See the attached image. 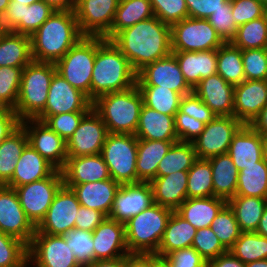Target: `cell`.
Instances as JSON below:
<instances>
[{"label":"cell","mask_w":267,"mask_h":267,"mask_svg":"<svg viewBox=\"0 0 267 267\" xmlns=\"http://www.w3.org/2000/svg\"><path fill=\"white\" fill-rule=\"evenodd\" d=\"M110 41L129 60L136 72L172 53L171 26L155 16L123 29Z\"/></svg>","instance_id":"1"},{"label":"cell","mask_w":267,"mask_h":267,"mask_svg":"<svg viewBox=\"0 0 267 267\" xmlns=\"http://www.w3.org/2000/svg\"><path fill=\"white\" fill-rule=\"evenodd\" d=\"M83 37L74 11L55 10L30 37L32 59L56 63Z\"/></svg>","instance_id":"2"},{"label":"cell","mask_w":267,"mask_h":267,"mask_svg":"<svg viewBox=\"0 0 267 267\" xmlns=\"http://www.w3.org/2000/svg\"><path fill=\"white\" fill-rule=\"evenodd\" d=\"M137 72L129 60L110 41L105 40L96 51L91 80V101L99 96L128 90L136 85Z\"/></svg>","instance_id":"3"},{"label":"cell","mask_w":267,"mask_h":267,"mask_svg":"<svg viewBox=\"0 0 267 267\" xmlns=\"http://www.w3.org/2000/svg\"><path fill=\"white\" fill-rule=\"evenodd\" d=\"M92 105L108 133L135 135L143 105V96L137 85L125 91L101 95Z\"/></svg>","instance_id":"4"},{"label":"cell","mask_w":267,"mask_h":267,"mask_svg":"<svg viewBox=\"0 0 267 267\" xmlns=\"http://www.w3.org/2000/svg\"><path fill=\"white\" fill-rule=\"evenodd\" d=\"M173 210L152 203L125 222L129 253L155 254Z\"/></svg>","instance_id":"5"},{"label":"cell","mask_w":267,"mask_h":267,"mask_svg":"<svg viewBox=\"0 0 267 267\" xmlns=\"http://www.w3.org/2000/svg\"><path fill=\"white\" fill-rule=\"evenodd\" d=\"M55 63L32 60L23 68L20 90L14 112L20 121L35 119L45 108Z\"/></svg>","instance_id":"6"},{"label":"cell","mask_w":267,"mask_h":267,"mask_svg":"<svg viewBox=\"0 0 267 267\" xmlns=\"http://www.w3.org/2000/svg\"><path fill=\"white\" fill-rule=\"evenodd\" d=\"M105 40L101 36H84L55 63L57 73L90 100L96 51Z\"/></svg>","instance_id":"7"},{"label":"cell","mask_w":267,"mask_h":267,"mask_svg":"<svg viewBox=\"0 0 267 267\" xmlns=\"http://www.w3.org/2000/svg\"><path fill=\"white\" fill-rule=\"evenodd\" d=\"M138 138L133 134L108 133L101 156L111 178L120 185L137 183Z\"/></svg>","instance_id":"8"},{"label":"cell","mask_w":267,"mask_h":267,"mask_svg":"<svg viewBox=\"0 0 267 267\" xmlns=\"http://www.w3.org/2000/svg\"><path fill=\"white\" fill-rule=\"evenodd\" d=\"M224 43L207 19L187 17L171 26L172 52L217 50Z\"/></svg>","instance_id":"9"},{"label":"cell","mask_w":267,"mask_h":267,"mask_svg":"<svg viewBox=\"0 0 267 267\" xmlns=\"http://www.w3.org/2000/svg\"><path fill=\"white\" fill-rule=\"evenodd\" d=\"M63 184L62 172L56 169L45 179L14 188L21 207L35 227L44 219L57 191Z\"/></svg>","instance_id":"10"},{"label":"cell","mask_w":267,"mask_h":267,"mask_svg":"<svg viewBox=\"0 0 267 267\" xmlns=\"http://www.w3.org/2000/svg\"><path fill=\"white\" fill-rule=\"evenodd\" d=\"M244 124L234 116H216L205 124L200 135L192 141L198 158L227 154L230 143Z\"/></svg>","instance_id":"11"},{"label":"cell","mask_w":267,"mask_h":267,"mask_svg":"<svg viewBox=\"0 0 267 267\" xmlns=\"http://www.w3.org/2000/svg\"><path fill=\"white\" fill-rule=\"evenodd\" d=\"M28 260L33 267H81L64 236L40 232L28 246Z\"/></svg>","instance_id":"12"},{"label":"cell","mask_w":267,"mask_h":267,"mask_svg":"<svg viewBox=\"0 0 267 267\" xmlns=\"http://www.w3.org/2000/svg\"><path fill=\"white\" fill-rule=\"evenodd\" d=\"M80 203L75 192L64 184L57 191L44 219L36 232L50 235H65L74 229L75 216Z\"/></svg>","instance_id":"13"},{"label":"cell","mask_w":267,"mask_h":267,"mask_svg":"<svg viewBox=\"0 0 267 267\" xmlns=\"http://www.w3.org/2000/svg\"><path fill=\"white\" fill-rule=\"evenodd\" d=\"M93 102L79 89L73 87L59 73H55L50 83L47 103L44 110L35 118L44 121L48 116L90 111Z\"/></svg>","instance_id":"14"},{"label":"cell","mask_w":267,"mask_h":267,"mask_svg":"<svg viewBox=\"0 0 267 267\" xmlns=\"http://www.w3.org/2000/svg\"><path fill=\"white\" fill-rule=\"evenodd\" d=\"M108 130L101 116L92 108L81 120L73 135L66 141L67 156L101 154Z\"/></svg>","instance_id":"15"},{"label":"cell","mask_w":267,"mask_h":267,"mask_svg":"<svg viewBox=\"0 0 267 267\" xmlns=\"http://www.w3.org/2000/svg\"><path fill=\"white\" fill-rule=\"evenodd\" d=\"M0 231L30 245L36 227L26 216L14 188L0 185Z\"/></svg>","instance_id":"16"},{"label":"cell","mask_w":267,"mask_h":267,"mask_svg":"<svg viewBox=\"0 0 267 267\" xmlns=\"http://www.w3.org/2000/svg\"><path fill=\"white\" fill-rule=\"evenodd\" d=\"M137 86H160L168 88L182 96L193 89L186 82L176 57L171 53L167 57L145 65L137 72Z\"/></svg>","instance_id":"17"},{"label":"cell","mask_w":267,"mask_h":267,"mask_svg":"<svg viewBox=\"0 0 267 267\" xmlns=\"http://www.w3.org/2000/svg\"><path fill=\"white\" fill-rule=\"evenodd\" d=\"M20 125L25 129L28 144L56 169L61 170L68 157L66 141L38 119H26Z\"/></svg>","instance_id":"18"},{"label":"cell","mask_w":267,"mask_h":267,"mask_svg":"<svg viewBox=\"0 0 267 267\" xmlns=\"http://www.w3.org/2000/svg\"><path fill=\"white\" fill-rule=\"evenodd\" d=\"M120 0H76L75 15L84 36L104 37L110 30Z\"/></svg>","instance_id":"19"},{"label":"cell","mask_w":267,"mask_h":267,"mask_svg":"<svg viewBox=\"0 0 267 267\" xmlns=\"http://www.w3.org/2000/svg\"><path fill=\"white\" fill-rule=\"evenodd\" d=\"M94 261L124 258L129 254L125 224L106 217L92 232Z\"/></svg>","instance_id":"20"},{"label":"cell","mask_w":267,"mask_h":267,"mask_svg":"<svg viewBox=\"0 0 267 267\" xmlns=\"http://www.w3.org/2000/svg\"><path fill=\"white\" fill-rule=\"evenodd\" d=\"M152 203V188L149 182L121 185L116 193L109 218L125 223Z\"/></svg>","instance_id":"21"},{"label":"cell","mask_w":267,"mask_h":267,"mask_svg":"<svg viewBox=\"0 0 267 267\" xmlns=\"http://www.w3.org/2000/svg\"><path fill=\"white\" fill-rule=\"evenodd\" d=\"M267 105V80H244L234 86L233 116L250 124Z\"/></svg>","instance_id":"22"},{"label":"cell","mask_w":267,"mask_h":267,"mask_svg":"<svg viewBox=\"0 0 267 267\" xmlns=\"http://www.w3.org/2000/svg\"><path fill=\"white\" fill-rule=\"evenodd\" d=\"M193 92L216 116H233L234 86L218 73L202 79Z\"/></svg>","instance_id":"23"},{"label":"cell","mask_w":267,"mask_h":267,"mask_svg":"<svg viewBox=\"0 0 267 267\" xmlns=\"http://www.w3.org/2000/svg\"><path fill=\"white\" fill-rule=\"evenodd\" d=\"M61 172L64 185H78L111 178L101 154L67 157Z\"/></svg>","instance_id":"24"},{"label":"cell","mask_w":267,"mask_h":267,"mask_svg":"<svg viewBox=\"0 0 267 267\" xmlns=\"http://www.w3.org/2000/svg\"><path fill=\"white\" fill-rule=\"evenodd\" d=\"M228 155L239 171L248 166L257 165V162L263 160L262 135L250 125L244 124L234 135Z\"/></svg>","instance_id":"25"},{"label":"cell","mask_w":267,"mask_h":267,"mask_svg":"<svg viewBox=\"0 0 267 267\" xmlns=\"http://www.w3.org/2000/svg\"><path fill=\"white\" fill-rule=\"evenodd\" d=\"M65 186L71 188L75 192L80 205L89 209L98 210L106 217H109L116 193L121 185L110 178L101 181Z\"/></svg>","instance_id":"26"},{"label":"cell","mask_w":267,"mask_h":267,"mask_svg":"<svg viewBox=\"0 0 267 267\" xmlns=\"http://www.w3.org/2000/svg\"><path fill=\"white\" fill-rule=\"evenodd\" d=\"M188 171H177L166 176H157L149 183L153 203L176 211L187 199Z\"/></svg>","instance_id":"27"},{"label":"cell","mask_w":267,"mask_h":267,"mask_svg":"<svg viewBox=\"0 0 267 267\" xmlns=\"http://www.w3.org/2000/svg\"><path fill=\"white\" fill-rule=\"evenodd\" d=\"M56 168L29 144L17 161L12 178L5 184L15 188L49 177Z\"/></svg>","instance_id":"28"},{"label":"cell","mask_w":267,"mask_h":267,"mask_svg":"<svg viewBox=\"0 0 267 267\" xmlns=\"http://www.w3.org/2000/svg\"><path fill=\"white\" fill-rule=\"evenodd\" d=\"M188 85L193 89L202 79L217 73V50L172 52Z\"/></svg>","instance_id":"29"},{"label":"cell","mask_w":267,"mask_h":267,"mask_svg":"<svg viewBox=\"0 0 267 267\" xmlns=\"http://www.w3.org/2000/svg\"><path fill=\"white\" fill-rule=\"evenodd\" d=\"M135 136L146 140L179 141L174 116L160 113L144 104L140 110Z\"/></svg>","instance_id":"30"},{"label":"cell","mask_w":267,"mask_h":267,"mask_svg":"<svg viewBox=\"0 0 267 267\" xmlns=\"http://www.w3.org/2000/svg\"><path fill=\"white\" fill-rule=\"evenodd\" d=\"M176 142L138 139L137 183L150 182L157 177L158 164Z\"/></svg>","instance_id":"31"},{"label":"cell","mask_w":267,"mask_h":267,"mask_svg":"<svg viewBox=\"0 0 267 267\" xmlns=\"http://www.w3.org/2000/svg\"><path fill=\"white\" fill-rule=\"evenodd\" d=\"M226 204V200L215 196L187 198L176 212L199 230L210 227L213 219Z\"/></svg>","instance_id":"32"},{"label":"cell","mask_w":267,"mask_h":267,"mask_svg":"<svg viewBox=\"0 0 267 267\" xmlns=\"http://www.w3.org/2000/svg\"><path fill=\"white\" fill-rule=\"evenodd\" d=\"M196 232L197 229L195 227L176 211H173L168 220L158 251L155 254L159 257H165L175 250L192 247Z\"/></svg>","instance_id":"33"},{"label":"cell","mask_w":267,"mask_h":267,"mask_svg":"<svg viewBox=\"0 0 267 267\" xmlns=\"http://www.w3.org/2000/svg\"><path fill=\"white\" fill-rule=\"evenodd\" d=\"M208 160L212 168L214 196L230 200L236 195L239 170L228 153Z\"/></svg>","instance_id":"34"},{"label":"cell","mask_w":267,"mask_h":267,"mask_svg":"<svg viewBox=\"0 0 267 267\" xmlns=\"http://www.w3.org/2000/svg\"><path fill=\"white\" fill-rule=\"evenodd\" d=\"M32 60L31 38L4 30L0 35V67H25Z\"/></svg>","instance_id":"35"},{"label":"cell","mask_w":267,"mask_h":267,"mask_svg":"<svg viewBox=\"0 0 267 267\" xmlns=\"http://www.w3.org/2000/svg\"><path fill=\"white\" fill-rule=\"evenodd\" d=\"M154 17L151 2L149 0H120L111 30L104 36L111 40L118 32L131 27L140 21Z\"/></svg>","instance_id":"36"},{"label":"cell","mask_w":267,"mask_h":267,"mask_svg":"<svg viewBox=\"0 0 267 267\" xmlns=\"http://www.w3.org/2000/svg\"><path fill=\"white\" fill-rule=\"evenodd\" d=\"M232 209L241 232H256L264 209L267 207V199L235 195L227 201Z\"/></svg>","instance_id":"37"},{"label":"cell","mask_w":267,"mask_h":267,"mask_svg":"<svg viewBox=\"0 0 267 267\" xmlns=\"http://www.w3.org/2000/svg\"><path fill=\"white\" fill-rule=\"evenodd\" d=\"M28 145L25 129L20 125L0 144V185H5L15 171L17 161Z\"/></svg>","instance_id":"38"},{"label":"cell","mask_w":267,"mask_h":267,"mask_svg":"<svg viewBox=\"0 0 267 267\" xmlns=\"http://www.w3.org/2000/svg\"><path fill=\"white\" fill-rule=\"evenodd\" d=\"M217 73L233 86L245 80L242 50L231 42L217 49Z\"/></svg>","instance_id":"39"},{"label":"cell","mask_w":267,"mask_h":267,"mask_svg":"<svg viewBox=\"0 0 267 267\" xmlns=\"http://www.w3.org/2000/svg\"><path fill=\"white\" fill-rule=\"evenodd\" d=\"M198 159L192 142H176L158 164L157 176L188 171Z\"/></svg>","instance_id":"40"},{"label":"cell","mask_w":267,"mask_h":267,"mask_svg":"<svg viewBox=\"0 0 267 267\" xmlns=\"http://www.w3.org/2000/svg\"><path fill=\"white\" fill-rule=\"evenodd\" d=\"M236 195L267 199V163L264 160L239 171Z\"/></svg>","instance_id":"41"},{"label":"cell","mask_w":267,"mask_h":267,"mask_svg":"<svg viewBox=\"0 0 267 267\" xmlns=\"http://www.w3.org/2000/svg\"><path fill=\"white\" fill-rule=\"evenodd\" d=\"M143 96V104L160 113L172 115L179 111L182 95L160 86H138Z\"/></svg>","instance_id":"42"},{"label":"cell","mask_w":267,"mask_h":267,"mask_svg":"<svg viewBox=\"0 0 267 267\" xmlns=\"http://www.w3.org/2000/svg\"><path fill=\"white\" fill-rule=\"evenodd\" d=\"M214 196L212 168L208 159L198 158L188 170L187 198Z\"/></svg>","instance_id":"43"},{"label":"cell","mask_w":267,"mask_h":267,"mask_svg":"<svg viewBox=\"0 0 267 267\" xmlns=\"http://www.w3.org/2000/svg\"><path fill=\"white\" fill-rule=\"evenodd\" d=\"M229 251L244 264L267 259V237L257 232H242Z\"/></svg>","instance_id":"44"},{"label":"cell","mask_w":267,"mask_h":267,"mask_svg":"<svg viewBox=\"0 0 267 267\" xmlns=\"http://www.w3.org/2000/svg\"><path fill=\"white\" fill-rule=\"evenodd\" d=\"M231 43L241 50L267 48V23L265 17L254 19L239 26Z\"/></svg>","instance_id":"45"},{"label":"cell","mask_w":267,"mask_h":267,"mask_svg":"<svg viewBox=\"0 0 267 267\" xmlns=\"http://www.w3.org/2000/svg\"><path fill=\"white\" fill-rule=\"evenodd\" d=\"M24 67H0V109L14 110Z\"/></svg>","instance_id":"46"},{"label":"cell","mask_w":267,"mask_h":267,"mask_svg":"<svg viewBox=\"0 0 267 267\" xmlns=\"http://www.w3.org/2000/svg\"><path fill=\"white\" fill-rule=\"evenodd\" d=\"M210 228L216 234L221 244L229 250L242 233L234 212L226 204L213 219Z\"/></svg>","instance_id":"47"},{"label":"cell","mask_w":267,"mask_h":267,"mask_svg":"<svg viewBox=\"0 0 267 267\" xmlns=\"http://www.w3.org/2000/svg\"><path fill=\"white\" fill-rule=\"evenodd\" d=\"M54 12L55 9L43 0L24 5L22 22L12 32L31 37Z\"/></svg>","instance_id":"48"},{"label":"cell","mask_w":267,"mask_h":267,"mask_svg":"<svg viewBox=\"0 0 267 267\" xmlns=\"http://www.w3.org/2000/svg\"><path fill=\"white\" fill-rule=\"evenodd\" d=\"M63 236L81 267H86L94 262L92 232L74 228Z\"/></svg>","instance_id":"49"},{"label":"cell","mask_w":267,"mask_h":267,"mask_svg":"<svg viewBox=\"0 0 267 267\" xmlns=\"http://www.w3.org/2000/svg\"><path fill=\"white\" fill-rule=\"evenodd\" d=\"M28 260V246L0 231V267H21Z\"/></svg>","instance_id":"50"},{"label":"cell","mask_w":267,"mask_h":267,"mask_svg":"<svg viewBox=\"0 0 267 267\" xmlns=\"http://www.w3.org/2000/svg\"><path fill=\"white\" fill-rule=\"evenodd\" d=\"M154 16L163 23L173 24L188 17V9L185 0H149Z\"/></svg>","instance_id":"51"},{"label":"cell","mask_w":267,"mask_h":267,"mask_svg":"<svg viewBox=\"0 0 267 267\" xmlns=\"http://www.w3.org/2000/svg\"><path fill=\"white\" fill-rule=\"evenodd\" d=\"M245 80H267V48L242 50Z\"/></svg>","instance_id":"52"},{"label":"cell","mask_w":267,"mask_h":267,"mask_svg":"<svg viewBox=\"0 0 267 267\" xmlns=\"http://www.w3.org/2000/svg\"><path fill=\"white\" fill-rule=\"evenodd\" d=\"M192 247L206 260L215 259L228 250L221 244L210 227L197 230Z\"/></svg>","instance_id":"53"},{"label":"cell","mask_w":267,"mask_h":267,"mask_svg":"<svg viewBox=\"0 0 267 267\" xmlns=\"http://www.w3.org/2000/svg\"><path fill=\"white\" fill-rule=\"evenodd\" d=\"M89 111H77L48 116L43 122L65 141L68 140L79 126L82 118Z\"/></svg>","instance_id":"54"},{"label":"cell","mask_w":267,"mask_h":267,"mask_svg":"<svg viewBox=\"0 0 267 267\" xmlns=\"http://www.w3.org/2000/svg\"><path fill=\"white\" fill-rule=\"evenodd\" d=\"M207 21L225 42H231L235 37L238 26L233 20L231 0H228L222 8L212 13Z\"/></svg>","instance_id":"55"},{"label":"cell","mask_w":267,"mask_h":267,"mask_svg":"<svg viewBox=\"0 0 267 267\" xmlns=\"http://www.w3.org/2000/svg\"><path fill=\"white\" fill-rule=\"evenodd\" d=\"M232 16L239 27L264 16L265 5L260 0H231Z\"/></svg>","instance_id":"56"},{"label":"cell","mask_w":267,"mask_h":267,"mask_svg":"<svg viewBox=\"0 0 267 267\" xmlns=\"http://www.w3.org/2000/svg\"><path fill=\"white\" fill-rule=\"evenodd\" d=\"M175 129L180 142H192L203 131L205 123L180 110L175 114Z\"/></svg>","instance_id":"57"},{"label":"cell","mask_w":267,"mask_h":267,"mask_svg":"<svg viewBox=\"0 0 267 267\" xmlns=\"http://www.w3.org/2000/svg\"><path fill=\"white\" fill-rule=\"evenodd\" d=\"M179 110L205 124L209 123L216 117L212 110L203 103L194 92L182 96Z\"/></svg>","instance_id":"58"},{"label":"cell","mask_w":267,"mask_h":267,"mask_svg":"<svg viewBox=\"0 0 267 267\" xmlns=\"http://www.w3.org/2000/svg\"><path fill=\"white\" fill-rule=\"evenodd\" d=\"M165 258L171 267H207L206 260L193 247L175 250Z\"/></svg>","instance_id":"59"},{"label":"cell","mask_w":267,"mask_h":267,"mask_svg":"<svg viewBox=\"0 0 267 267\" xmlns=\"http://www.w3.org/2000/svg\"><path fill=\"white\" fill-rule=\"evenodd\" d=\"M188 17L207 19L212 13L222 8L228 0H185Z\"/></svg>","instance_id":"60"},{"label":"cell","mask_w":267,"mask_h":267,"mask_svg":"<svg viewBox=\"0 0 267 267\" xmlns=\"http://www.w3.org/2000/svg\"><path fill=\"white\" fill-rule=\"evenodd\" d=\"M75 229L93 232L100 225L106 216L98 210L86 208L80 205L75 216Z\"/></svg>","instance_id":"61"},{"label":"cell","mask_w":267,"mask_h":267,"mask_svg":"<svg viewBox=\"0 0 267 267\" xmlns=\"http://www.w3.org/2000/svg\"><path fill=\"white\" fill-rule=\"evenodd\" d=\"M23 6L16 1H10L8 7L0 17L3 30L13 31L22 22Z\"/></svg>","instance_id":"62"},{"label":"cell","mask_w":267,"mask_h":267,"mask_svg":"<svg viewBox=\"0 0 267 267\" xmlns=\"http://www.w3.org/2000/svg\"><path fill=\"white\" fill-rule=\"evenodd\" d=\"M21 124L17 114L12 109H0V144Z\"/></svg>","instance_id":"63"},{"label":"cell","mask_w":267,"mask_h":267,"mask_svg":"<svg viewBox=\"0 0 267 267\" xmlns=\"http://www.w3.org/2000/svg\"><path fill=\"white\" fill-rule=\"evenodd\" d=\"M207 267H245V264L228 250L208 261Z\"/></svg>","instance_id":"64"},{"label":"cell","mask_w":267,"mask_h":267,"mask_svg":"<svg viewBox=\"0 0 267 267\" xmlns=\"http://www.w3.org/2000/svg\"><path fill=\"white\" fill-rule=\"evenodd\" d=\"M123 267H149V254L129 253L123 258Z\"/></svg>","instance_id":"65"},{"label":"cell","mask_w":267,"mask_h":267,"mask_svg":"<svg viewBox=\"0 0 267 267\" xmlns=\"http://www.w3.org/2000/svg\"><path fill=\"white\" fill-rule=\"evenodd\" d=\"M249 125L262 136L267 135V105L259 112Z\"/></svg>","instance_id":"66"},{"label":"cell","mask_w":267,"mask_h":267,"mask_svg":"<svg viewBox=\"0 0 267 267\" xmlns=\"http://www.w3.org/2000/svg\"><path fill=\"white\" fill-rule=\"evenodd\" d=\"M46 4L52 6L55 10L74 11L76 0H43Z\"/></svg>","instance_id":"67"},{"label":"cell","mask_w":267,"mask_h":267,"mask_svg":"<svg viewBox=\"0 0 267 267\" xmlns=\"http://www.w3.org/2000/svg\"><path fill=\"white\" fill-rule=\"evenodd\" d=\"M86 267H123V258L96 260Z\"/></svg>","instance_id":"68"},{"label":"cell","mask_w":267,"mask_h":267,"mask_svg":"<svg viewBox=\"0 0 267 267\" xmlns=\"http://www.w3.org/2000/svg\"><path fill=\"white\" fill-rule=\"evenodd\" d=\"M149 267H171L165 257L149 254Z\"/></svg>","instance_id":"69"},{"label":"cell","mask_w":267,"mask_h":267,"mask_svg":"<svg viewBox=\"0 0 267 267\" xmlns=\"http://www.w3.org/2000/svg\"><path fill=\"white\" fill-rule=\"evenodd\" d=\"M256 232L263 237H267V207L264 209Z\"/></svg>","instance_id":"70"},{"label":"cell","mask_w":267,"mask_h":267,"mask_svg":"<svg viewBox=\"0 0 267 267\" xmlns=\"http://www.w3.org/2000/svg\"><path fill=\"white\" fill-rule=\"evenodd\" d=\"M245 267H267V259L246 263Z\"/></svg>","instance_id":"71"},{"label":"cell","mask_w":267,"mask_h":267,"mask_svg":"<svg viewBox=\"0 0 267 267\" xmlns=\"http://www.w3.org/2000/svg\"><path fill=\"white\" fill-rule=\"evenodd\" d=\"M263 140V160L267 163V135L262 136Z\"/></svg>","instance_id":"72"},{"label":"cell","mask_w":267,"mask_h":267,"mask_svg":"<svg viewBox=\"0 0 267 267\" xmlns=\"http://www.w3.org/2000/svg\"><path fill=\"white\" fill-rule=\"evenodd\" d=\"M10 0H0V17L4 13L5 9L8 7Z\"/></svg>","instance_id":"73"},{"label":"cell","mask_w":267,"mask_h":267,"mask_svg":"<svg viewBox=\"0 0 267 267\" xmlns=\"http://www.w3.org/2000/svg\"><path fill=\"white\" fill-rule=\"evenodd\" d=\"M10 1H16L17 3H20V4H22V5H27V6H29V5H31V4H33V3H35V2L40 1V0H10Z\"/></svg>","instance_id":"74"},{"label":"cell","mask_w":267,"mask_h":267,"mask_svg":"<svg viewBox=\"0 0 267 267\" xmlns=\"http://www.w3.org/2000/svg\"><path fill=\"white\" fill-rule=\"evenodd\" d=\"M264 17H265L266 23H267V5L264 8Z\"/></svg>","instance_id":"75"},{"label":"cell","mask_w":267,"mask_h":267,"mask_svg":"<svg viewBox=\"0 0 267 267\" xmlns=\"http://www.w3.org/2000/svg\"><path fill=\"white\" fill-rule=\"evenodd\" d=\"M29 260H27L21 267H30Z\"/></svg>","instance_id":"76"},{"label":"cell","mask_w":267,"mask_h":267,"mask_svg":"<svg viewBox=\"0 0 267 267\" xmlns=\"http://www.w3.org/2000/svg\"><path fill=\"white\" fill-rule=\"evenodd\" d=\"M265 6L267 5V0H260Z\"/></svg>","instance_id":"77"},{"label":"cell","mask_w":267,"mask_h":267,"mask_svg":"<svg viewBox=\"0 0 267 267\" xmlns=\"http://www.w3.org/2000/svg\"><path fill=\"white\" fill-rule=\"evenodd\" d=\"M4 30L2 29L1 23H0V35L2 34Z\"/></svg>","instance_id":"78"}]
</instances>
